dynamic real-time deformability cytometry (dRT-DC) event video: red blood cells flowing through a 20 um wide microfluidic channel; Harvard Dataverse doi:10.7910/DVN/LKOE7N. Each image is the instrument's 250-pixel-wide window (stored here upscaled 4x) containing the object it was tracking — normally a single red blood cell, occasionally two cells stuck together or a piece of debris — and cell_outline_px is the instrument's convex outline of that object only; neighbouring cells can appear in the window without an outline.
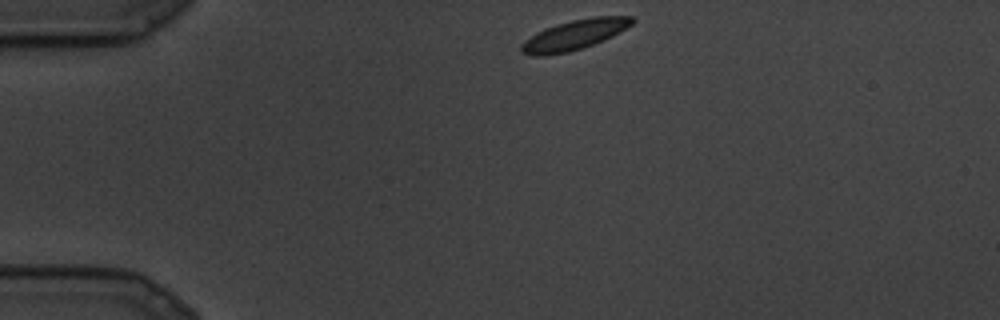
{"species": "common noctule bat (a hibernating species)", "species_latin": "Nyctalus noctula", "temperature_condition": "cold", "stored_images_in_passage": 10, "camera_frame_rate_fps": 3000, "um_per_image_px": 0.085, "animal": {"sex": "male", "body_mass_g": 19.5, "forearm_length_mm": 54.6}, "frame": {"image": 1, "passage_image": 1, "time_ms": 0.0, "image_size_px": [1000, 320], "cell_outline_px": [[636, 20], [632, 24], [620, 32], [604, 40], [568, 52], [544, 56], [532, 56], [520, 52], [520, 44], [524, 40], [536, 32], [556, 24], [572, 20], [596, 16], [632, 16]], "centroid_in_image_um": [48.79, 2.96], "position_along_channel_um": 36.2, "area_um2": 19.36}}
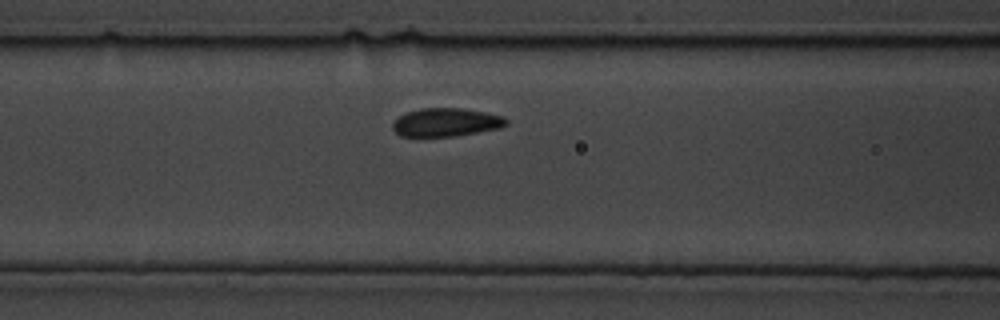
{"frame": {"image": 2, "passage_image": 7, "time_ms": 2.0, "image_size_px": [1000, 320], "cell_outline_px": [[508, 124], [500, 128], [456, 136], [400, 136], [392, 128], [392, 124], [400, 116], [408, 112], [424, 108], [456, 108], [484, 112], [504, 116], [508, 120]], "centroid_in_image_um": [37.95, 10.4], "position_along_channel_um": 128.7, "area_um2": 18.55}}
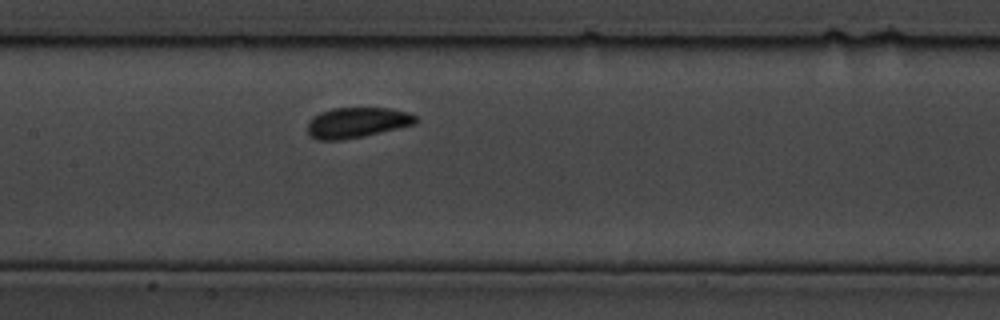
{"frame": {"image": 3, "passage_image": 9, "time_ms": 2.667, "image_size_px": [1000, 320], "cell_outline_px": [[420, 120], [416, 124], [364, 136], [340, 140], [316, 140], [308, 136], [308, 120], [320, 112], [332, 108], [388, 108], [408, 112], [416, 116]], "centroid_in_image_um": [30.34, 10.42], "position_along_channel_um": 177.1, "area_um2": 19.36}}